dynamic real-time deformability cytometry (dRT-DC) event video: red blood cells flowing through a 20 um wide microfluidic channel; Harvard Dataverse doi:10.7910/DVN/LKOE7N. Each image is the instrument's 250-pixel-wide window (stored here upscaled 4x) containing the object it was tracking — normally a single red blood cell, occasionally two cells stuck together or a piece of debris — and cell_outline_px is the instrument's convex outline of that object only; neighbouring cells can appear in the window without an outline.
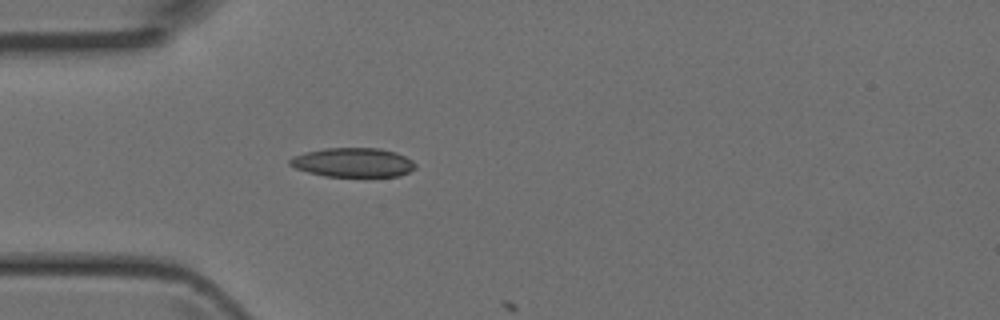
{"species": "Egyptian fruit bat (a non-hibernating species)", "species_latin": "Rousettus aegyptiacus", "temperature_condition": "room temperature", "stored_images_in_passage": 4, "camera_frame_rate_fps": 3000, "um_per_image_px": 0.085, "animal": {"sex": "female"}, "frame": {"image": 1, "passage_image": 4, "time_ms": 1.0, "image_size_px": [1000, 320], "cell_outline_px": [[416, 168], [400, 176], [324, 176], [308, 172], [296, 168], [288, 164], [288, 160], [296, 156], [308, 152], [324, 148], [380, 148], [396, 152], [412, 160], [416, 164]], "centroid_in_image_um": [30.04, 13.81], "position_along_channel_um": 55.0, "area_um2": 21.21}}